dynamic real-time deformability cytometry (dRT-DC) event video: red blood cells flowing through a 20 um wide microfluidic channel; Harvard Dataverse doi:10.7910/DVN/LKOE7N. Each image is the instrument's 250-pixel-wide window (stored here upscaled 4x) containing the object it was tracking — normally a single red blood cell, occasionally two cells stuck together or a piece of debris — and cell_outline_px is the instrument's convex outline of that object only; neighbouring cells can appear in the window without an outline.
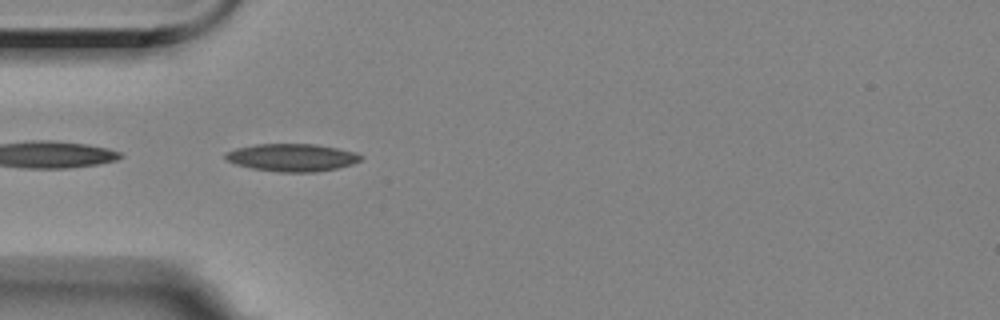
{"species": "Egyptian fruit bat (a non-hibernating species)", "species_latin": "Rousettus aegyptiacus", "temperature_condition": "room temperature", "stored_images_in_passage": 19, "camera_frame_rate_fps": 3000, "um_per_image_px": 0.085, "animal": {"sex": "female"}, "frame": {"image": 1, "passage_image": 1, "time_ms": 0.0, "image_size_px": [1000, 320], "cell_outline_px": [[364, 156], [360, 160], [352, 164], [336, 168], [312, 172], [280, 172], [252, 168], [236, 164], [228, 160], [224, 156], [224, 152], [236, 148], [256, 144], [316, 144], [336, 148], [352, 152]], "centroid_in_image_um": [24.79, 13.38], "position_along_channel_um": 60.2, "area_um2": 21.56}}